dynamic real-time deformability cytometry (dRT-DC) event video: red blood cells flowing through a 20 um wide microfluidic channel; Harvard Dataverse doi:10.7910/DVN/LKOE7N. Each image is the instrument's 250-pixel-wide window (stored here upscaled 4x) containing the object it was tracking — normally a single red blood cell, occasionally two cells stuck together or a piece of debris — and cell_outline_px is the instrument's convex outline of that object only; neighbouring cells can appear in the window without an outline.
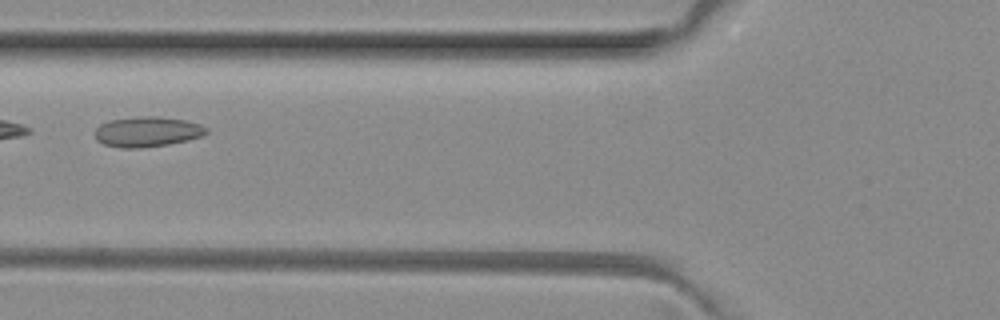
{"species": "common noctule bat (a hibernating species)", "species_latin": "Nyctalus noctula", "temperature_condition": "room temperature", "stored_images_in_passage": 6, "camera_frame_rate_fps": 3000, "um_per_image_px": 0.085, "animal": {"sex": "female", "body_mass_g": 29.2, "forearm_length_mm": 56.3}, "frame": {"image": 1, "passage_image": 5, "time_ms": 1.333, "image_size_px": [1000, 320], "cell_outline_px": [[208, 132], [200, 136], [188, 140], [168, 144], [140, 148], [120, 148], [104, 144], [96, 140], [96, 128], [100, 124], [108, 120], [140, 116], [160, 116], [184, 120], [200, 124], [208, 128]], "centroid_in_image_um": [12.5, 11.19], "position_along_channel_um": 113.3, "area_um2": 19.65}}
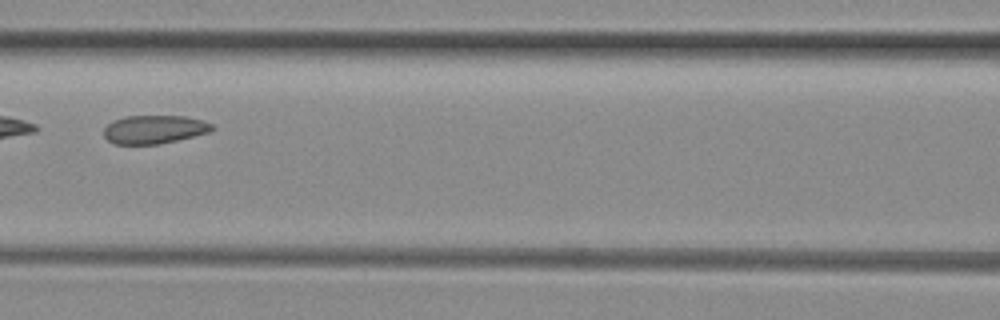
{"frame": {"image": 2, "passage_image": 6, "time_ms": 1.667, "image_size_px": [1000, 320], "cell_outline_px": [[216, 128], [208, 132], [160, 144], [112, 144], [104, 136], [104, 128], [112, 120], [124, 116], [184, 116], [204, 120], [212, 124]], "centroid_in_image_um": [13.09, 10.99], "position_along_channel_um": 153.5, "area_um2": 17.98}}